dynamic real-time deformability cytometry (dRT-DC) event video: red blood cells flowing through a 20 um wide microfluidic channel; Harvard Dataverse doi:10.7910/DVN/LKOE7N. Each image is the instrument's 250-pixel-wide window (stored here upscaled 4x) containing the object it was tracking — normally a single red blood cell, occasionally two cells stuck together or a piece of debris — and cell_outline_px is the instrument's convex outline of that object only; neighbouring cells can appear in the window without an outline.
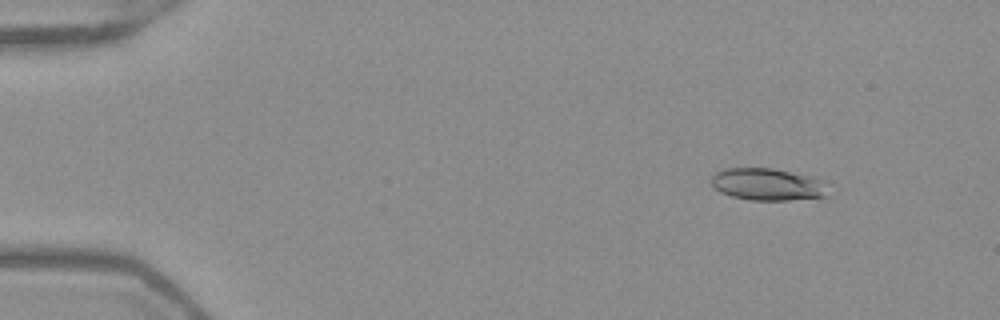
{"species": "Egyptian fruit bat (a non-hibernating species)", "species_latin": "Rousettus aegyptiacus", "temperature_condition": "warm", "stored_images_in_passage": 48, "camera_frame_rate_fps": 3000, "um_per_image_px": 0.085, "frame": {"image": 1, "passage_image": 2, "time_ms": 0.333, "image_size_px": [1000, 320], "cell_outline_px": [[832, 184], [824, 196], [788, 200], [752, 200], [732, 196], [720, 192], [712, 184], [712, 176], [716, 172], [724, 168], [772, 168], [816, 176]], "centroid_in_image_um": [65.33, 15.65], "position_along_channel_um": 19.7, "area_um2": 22.2}}
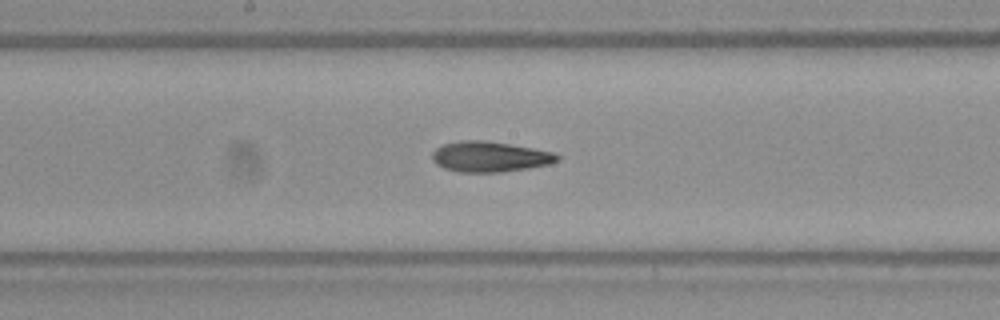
{"frame": {"image": 2, "passage_image": 24, "time_ms": 7.667, "image_size_px": [1000, 320], "cell_outline_px": [[560, 160], [548, 164], [528, 168], [500, 172], [460, 172], [444, 168], [436, 164], [432, 160], [432, 152], [436, 148], [444, 144], [460, 140], [488, 140], [532, 148], [552, 152], [560, 156]], "centroid_in_image_um": [41.61, 13.31], "position_along_channel_um": 206.6, "area_um2": 22.2}}
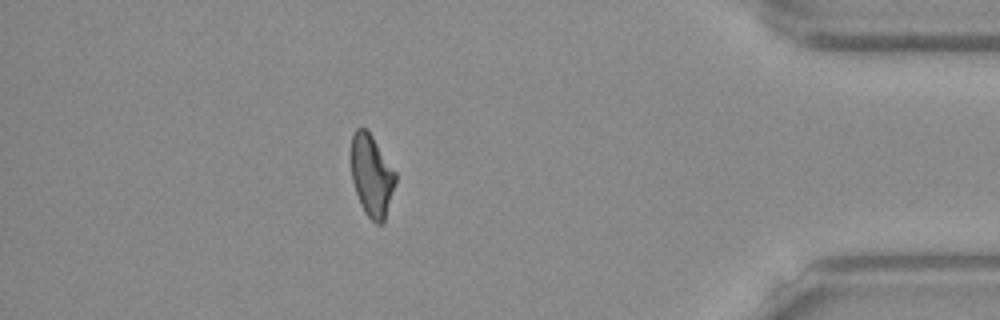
{"frame": {"image": 3, "passage_image": 42, "time_ms": 13.667, "image_size_px": [1000, 320], "cell_outline_px": [[396, 180], [384, 220], [380, 224], [376, 224], [364, 212], [360, 204], [352, 180], [348, 152], [352, 132], [356, 128], [364, 128], [372, 136], [396, 172]], "centroid_in_image_um": [31.53, 14.86], "position_along_channel_um": 403.7, "area_um2": 21.44}, "authors_computed_cell_mechanics": {"area_um2": 21.964, "velocity_mm_per_s": 3.9379, "shape_relaxation_time_tau1_ms": null, "shape_relaxation_time_tau2_ms": 1.9068, "deformation_change_tau1": null, "deformation_change_tau2": 0.0864}}